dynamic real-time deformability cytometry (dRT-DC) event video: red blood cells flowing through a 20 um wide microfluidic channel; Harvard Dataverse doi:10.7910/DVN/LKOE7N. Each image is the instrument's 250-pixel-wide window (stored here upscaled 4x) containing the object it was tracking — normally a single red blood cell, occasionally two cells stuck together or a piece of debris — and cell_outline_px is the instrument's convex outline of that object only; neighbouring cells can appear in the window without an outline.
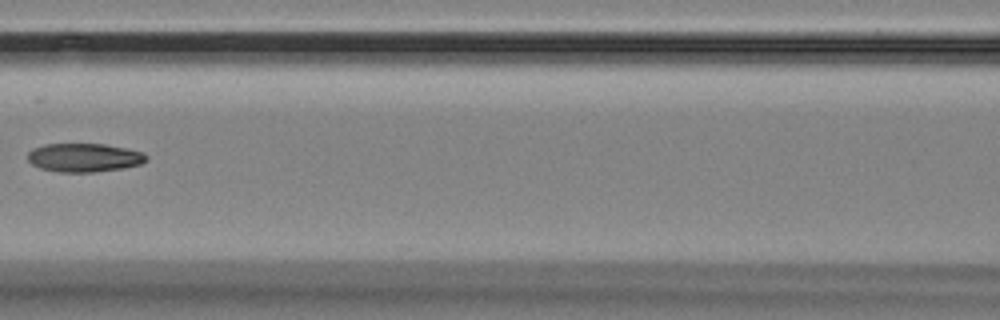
{"species": "Egyptian fruit bat (a non-hibernating species)", "species_latin": "Rousettus aegyptiacus", "temperature_condition": "room temperature", "stored_images_in_passage": 4, "camera_frame_rate_fps": 3000, "um_per_image_px": 0.085, "animal": {"sex": "female"}, "frame": {"image": 1, "passage_image": 3, "time_ms": 2.333, "image_size_px": [1000, 320], "cell_outline_px": [[148, 160], [140, 164], [120, 168], [92, 172], [60, 172], [40, 168], [32, 164], [28, 160], [28, 152], [32, 148], [44, 144], [104, 144], [144, 152], [148, 156]], "centroid_in_image_um": [7.14, 13.39], "position_along_channel_um": 159.5, "area_um2": 19.71}}
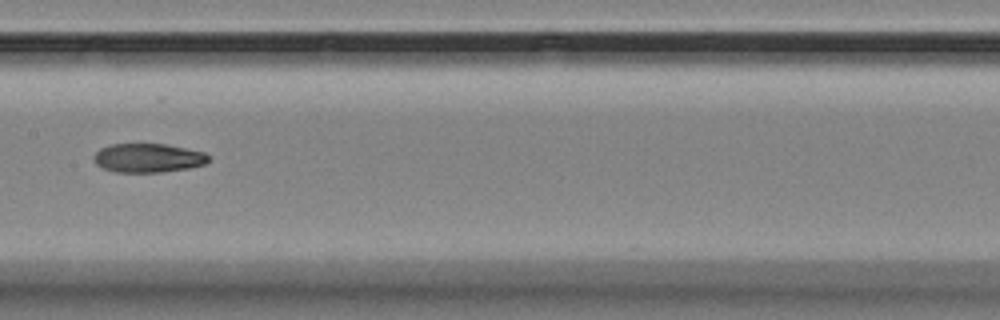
{"frame": {"image": 2, "passage_image": 4, "time_ms": 3.333, "image_size_px": [1000, 320], "cell_outline_px": [[208, 160], [204, 164], [188, 168], [160, 172], [116, 172], [100, 168], [96, 164], [92, 156], [100, 148], [112, 144], [164, 144], [204, 152], [208, 156]], "centroid_in_image_um": [12.52, 13.43], "position_along_channel_um": 194.9, "area_um2": 19.25}}